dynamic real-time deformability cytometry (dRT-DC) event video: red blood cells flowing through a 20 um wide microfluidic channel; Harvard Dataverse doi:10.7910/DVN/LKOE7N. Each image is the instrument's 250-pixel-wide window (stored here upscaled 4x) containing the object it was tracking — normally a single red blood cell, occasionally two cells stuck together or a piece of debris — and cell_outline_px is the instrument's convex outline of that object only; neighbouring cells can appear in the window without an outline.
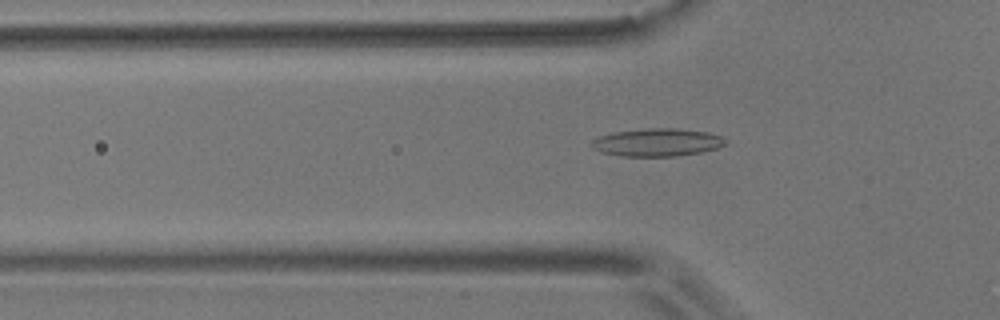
{"species": "common noctule bat (a hibernating species)", "species_latin": "Nyctalus noctula", "temperature_condition": "room temperature", "stored_images_in_passage": 55, "camera_frame_rate_fps": 3000, "um_per_image_px": 0.085, "animal": {"sex": "male", "body_mass_g": 17.9}, "frame": {"image": 1, "passage_image": 18, "time_ms": 5.667, "image_size_px": [1000, 320], "cell_outline_px": [[724, 144], [716, 148], [700, 152], [676, 156], [624, 156], [604, 152], [592, 148], [592, 140], [600, 136], [612, 132], [648, 128], [676, 128], [708, 132], [720, 136], [724, 140]], "centroid_in_image_um": [55.84, 12.09], "position_along_channel_um": 70.0, "area_um2": 21.39}}
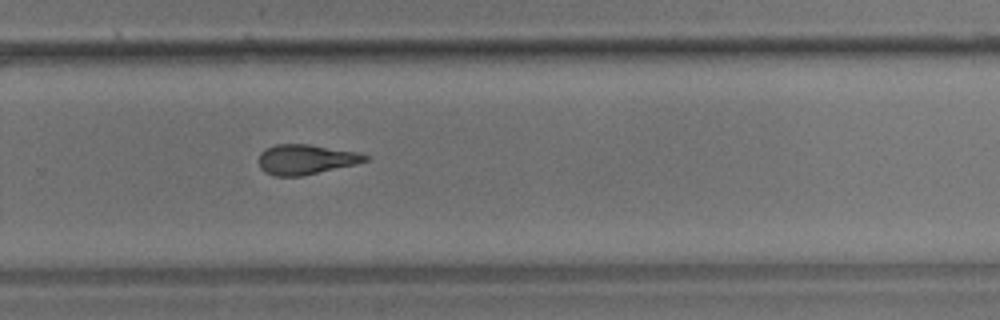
{"frame": {"image": 2, "passage_image": 37, "time_ms": 12.0, "image_size_px": [1000, 320], "cell_outline_px": [[368, 160], [356, 164], [304, 176], [276, 176], [264, 172], [260, 168], [260, 152], [264, 148], [276, 144], [308, 144], [356, 152], [368, 156]], "centroid_in_image_um": [25.97, 13.55], "position_along_channel_um": 303.8, "area_um2": 18.55}}
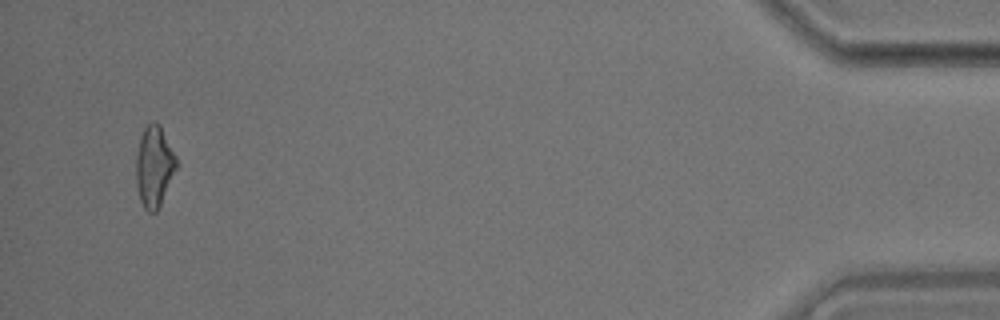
{"frame": {"image": 3, "passage_image": 53, "time_ms": 17.333, "image_size_px": [1000, 320], "cell_outline_px": [[180, 164], [156, 212], [148, 212], [144, 208], [140, 200], [136, 184], [136, 156], [140, 136], [144, 128], [152, 120], [156, 120], [160, 124]], "centroid_in_image_um": [13.12, 14.12], "position_along_channel_um": 422.1, "area_um2": 19.36}, "authors_computed_cell_mechanics": {"area_um2": 19.2474, "velocity_mm_per_s": 3.6855, "shape_relaxation_time_tau1_ms": 8.4347, "shape_relaxation_time_tau2_ms": 3.4874, "deformation_change_tau1": 0.2028, "deformation_change_tau2": 0.1437}}